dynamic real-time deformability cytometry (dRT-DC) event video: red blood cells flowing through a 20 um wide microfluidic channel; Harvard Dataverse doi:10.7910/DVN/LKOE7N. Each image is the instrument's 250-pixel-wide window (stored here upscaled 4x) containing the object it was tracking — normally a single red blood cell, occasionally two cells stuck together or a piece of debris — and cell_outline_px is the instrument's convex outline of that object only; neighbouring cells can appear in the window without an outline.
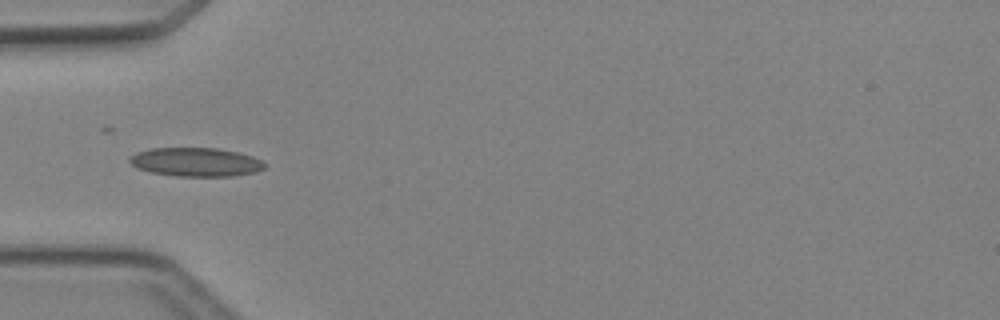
{"species": "Egyptian fruit bat (a non-hibernating species)", "species_latin": "Rousettus aegyptiacus", "temperature_condition": "cold", "stored_images_in_passage": 3, "camera_frame_rate_fps": 3000, "um_per_image_px": 0.085, "animal": {"sex": "female"}, "frame": {"image": 1, "passage_image": 3, "time_ms": 3.333, "image_size_px": [1000, 320], "cell_outline_px": [[268, 164], [264, 168], [256, 172], [232, 176], [176, 176], [152, 172], [136, 168], [128, 160], [136, 152], [148, 148], [216, 148], [236, 152], [252, 156]], "centroid_in_image_um": [16.64, 13.77], "position_along_channel_um": 68.4, "area_um2": 22.6}}